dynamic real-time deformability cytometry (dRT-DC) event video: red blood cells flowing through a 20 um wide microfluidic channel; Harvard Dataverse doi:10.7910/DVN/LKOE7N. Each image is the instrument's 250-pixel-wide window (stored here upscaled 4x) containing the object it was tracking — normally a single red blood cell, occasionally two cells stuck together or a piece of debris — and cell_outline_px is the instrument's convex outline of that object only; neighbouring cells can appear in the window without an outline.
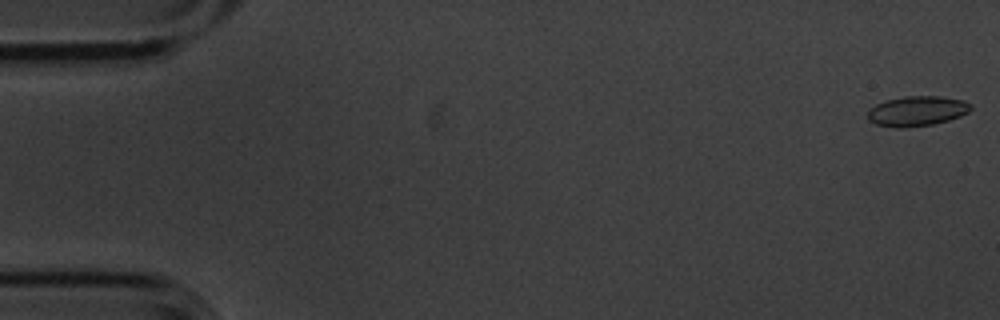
{"species": "common noctule bat (a hibernating species)", "species_latin": "Nyctalus noctula", "temperature_condition": "cold", "stored_images_in_passage": 56, "camera_frame_rate_fps": 3000, "um_per_image_px": 0.085, "animal": {"sex": "male", "body_mass_g": 20.1, "forearm_length_mm": 53.5}, "frame": {"image": 1, "passage_image": 1, "time_ms": 0.0, "image_size_px": [1000, 320], "cell_outline_px": [[972, 108], [968, 112], [960, 116], [948, 120], [932, 124], [904, 128], [896, 128], [876, 124], [868, 120], [868, 108], [876, 104], [888, 100], [904, 96], [940, 96], [964, 100], [972, 104]], "centroid_in_image_um": [77.94, 9.44], "position_along_channel_um": 7.1, "area_um2": 18.09}}
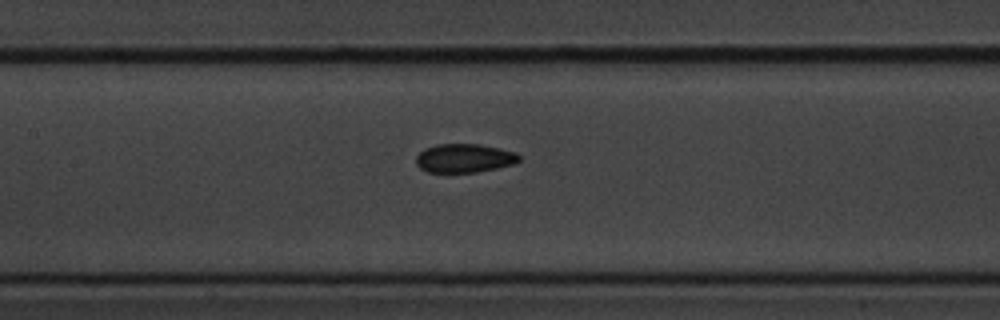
{"frame": {"image": 2, "passage_image": 26, "time_ms": 8.333, "image_size_px": [1000, 320], "cell_outline_px": [[520, 160], [512, 164], [496, 168], [476, 172], [428, 172], [420, 168], [416, 164], [416, 156], [424, 148], [436, 144], [480, 144], [500, 148], [516, 152], [520, 156]], "centroid_in_image_um": [39.45, 13.43], "position_along_channel_um": 167.9, "area_um2": 17.28}}
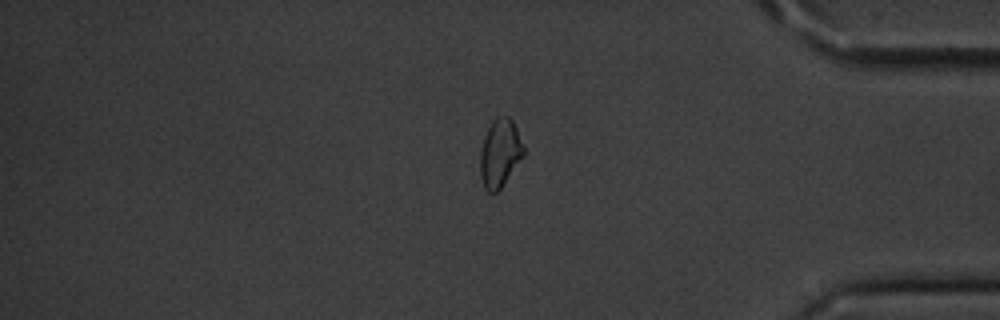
{"frame": {"image": 3, "passage_image": 47, "time_ms": 15.333, "image_size_px": [1000, 320], "cell_outline_px": [[524, 156], [500, 188], [496, 192], [488, 192], [484, 188], [480, 176], [480, 152], [484, 136], [492, 120], [496, 116], [508, 116], [512, 120], [516, 128], [524, 148]], "centroid_in_image_um": [42.48, 13.0], "position_along_channel_um": 392.7, "area_um2": 17.17}, "authors_computed_cell_mechanics": {"area_um2": 17.4845, "velocity_mm_per_s": 3.5701, "shape_relaxation_time_tau1_ms": 3.1113, "shape_relaxation_time_tau2_ms": 4.3908, "deformation_change_tau1": 0.0889, "deformation_change_tau2": 0.0933}}